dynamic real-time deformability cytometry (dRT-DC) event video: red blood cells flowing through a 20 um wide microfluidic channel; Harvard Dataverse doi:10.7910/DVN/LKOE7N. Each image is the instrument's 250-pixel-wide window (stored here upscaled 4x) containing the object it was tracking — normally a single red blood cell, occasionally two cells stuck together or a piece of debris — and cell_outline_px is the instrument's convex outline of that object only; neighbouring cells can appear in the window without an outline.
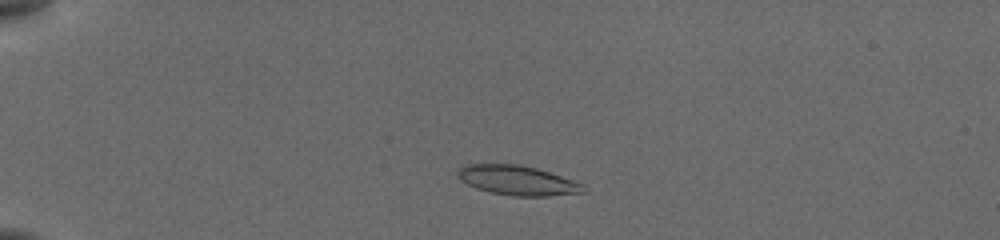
{"species": "common noctule bat (a hibernating species)", "species_latin": "Nyctalus noctula", "temperature_condition": "cold", "stored_images_in_passage": 18, "camera_frame_rate_fps": 3000, "um_per_image_px": 0.085, "animal": {"sex": "female", "body_mass_g": 19.5, "forearm_length_mm": 54.1}, "frame": {"image": 1, "passage_image": 6, "time_ms": 2.667, "image_size_px": [1000, 240], "cell_outline_px": [[588, 192], [548, 196], [512, 196], [492, 192], [476, 188], [460, 180], [456, 176], [456, 172], [460, 168], [468, 164], [520, 164], [536, 168], [584, 184], [588, 188]], "centroid_in_image_um": [44.01, 15.34], "position_along_channel_um": 41.0, "area_um2": 21.73}}
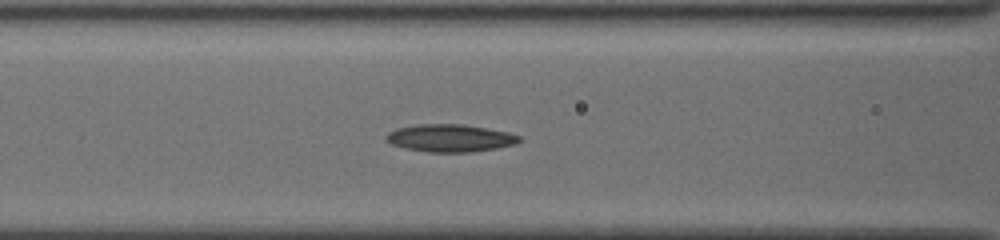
{"frame": {"image": 2, "passage_image": 14, "time_ms": 6.333, "image_size_px": [1000, 240], "cell_outline_px": [[524, 140], [516, 144], [496, 148], [472, 152], [428, 152], [404, 148], [392, 144], [384, 140], [384, 136], [388, 132], [396, 128], [416, 124], [464, 124], [508, 132], [520, 136]], "centroid_in_image_um": [38.25, 11.73], "position_along_channel_um": 128.4, "area_um2": 21.62}}
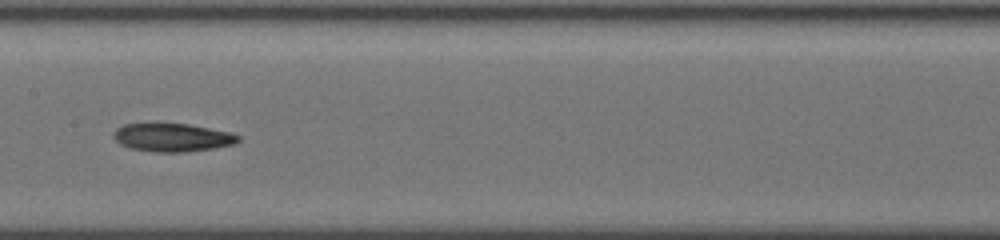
{"frame": {"image": 3, "passage_image": 17, "time_ms": 8.0, "image_size_px": [1000, 240], "cell_outline_px": [[240, 140], [236, 144], [188, 152], [156, 152], [128, 148], [120, 144], [112, 136], [112, 132], [116, 128], [124, 124], [148, 120], [156, 120], [188, 124], [228, 132], [240, 136]], "centroid_in_image_um": [14.55, 11.63], "position_along_channel_um": 192.8, "area_um2": 21.5}}